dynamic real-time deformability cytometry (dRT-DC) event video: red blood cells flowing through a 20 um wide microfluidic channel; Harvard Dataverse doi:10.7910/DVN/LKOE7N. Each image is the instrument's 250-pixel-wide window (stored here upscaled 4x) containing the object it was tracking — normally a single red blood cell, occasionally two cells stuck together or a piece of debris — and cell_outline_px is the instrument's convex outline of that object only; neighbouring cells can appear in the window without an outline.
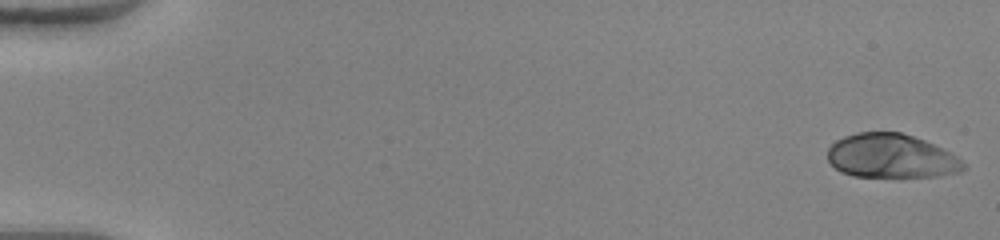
{"species": "human", "species_latin": "Homo sapiens", "temperature_condition": "warm", "stored_images_in_passage": 49, "camera_frame_rate_fps": 3000, "um_per_image_px": 0.085, "donor": {"sex": "female"}, "frame": {"image": 1, "passage_image": 1, "time_ms": 0.0, "image_size_px": [1000, 240], "cell_outline_px": [[968, 168], [960, 172], [940, 176], [852, 176], [840, 172], [828, 160], [828, 148], [836, 140], [844, 136], [856, 132], [900, 132], [924, 140], [944, 148], [952, 152]], "centroid_in_image_um": [75.77, 13.26], "position_along_channel_um": 9.2, "area_um2": 34.91}}
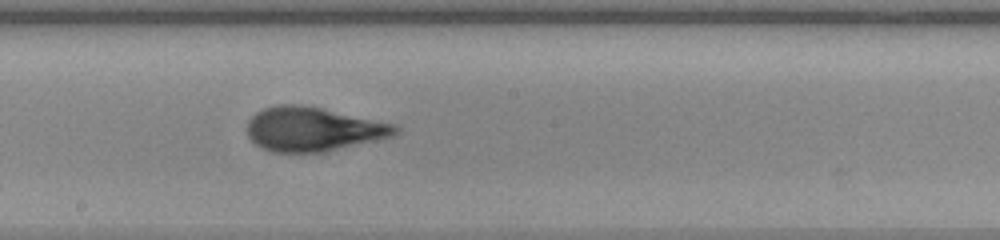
{"frame": {"image": 2, "passage_image": 28, "time_ms": 9.0, "image_size_px": [1000, 240], "cell_outline_px": [[400, 132], [392, 136], [376, 140], [320, 152], [272, 152], [256, 144], [248, 136], [248, 120], [256, 112], [264, 108], [276, 104], [300, 104], [320, 108], [396, 124], [400, 128]], "centroid_in_image_um": [26.6, 10.96], "position_along_channel_um": 221.6, "area_um2": 37.74}}
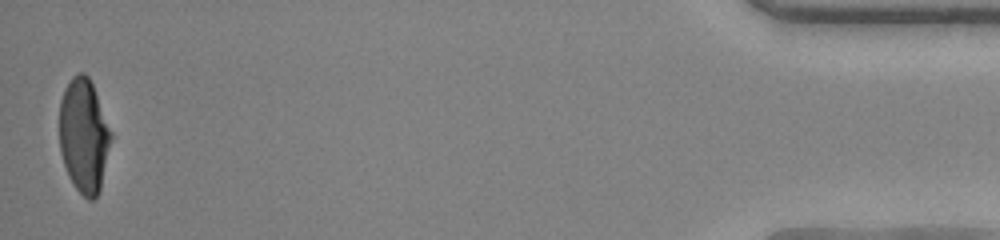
{"frame": {"image": 3, "passage_image": 49, "time_ms": 16.0, "image_size_px": [1000, 240], "cell_outline_px": [[112, 136], [100, 188], [96, 196], [92, 200], [88, 200], [72, 184], [68, 176], [60, 152], [60, 100], [64, 88], [72, 76], [76, 72], [84, 72], [88, 76], [92, 84], [112, 132]], "centroid_in_image_um": [7.11, 11.51], "position_along_channel_um": 428.1, "area_um2": 34.16}, "authors_computed_cell_mechanics": {"area_um2": 36.6452, "velocity_mm_per_s": 4.1327, "shape_relaxation_time_tau1_ms": 5.1307, "shape_relaxation_time_tau2_ms": null, "deformation_change_tau1": 0.2533, "deformation_change_tau2": null}}